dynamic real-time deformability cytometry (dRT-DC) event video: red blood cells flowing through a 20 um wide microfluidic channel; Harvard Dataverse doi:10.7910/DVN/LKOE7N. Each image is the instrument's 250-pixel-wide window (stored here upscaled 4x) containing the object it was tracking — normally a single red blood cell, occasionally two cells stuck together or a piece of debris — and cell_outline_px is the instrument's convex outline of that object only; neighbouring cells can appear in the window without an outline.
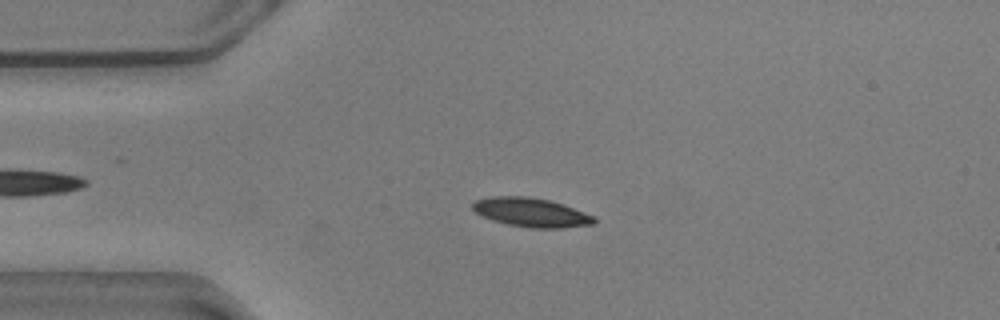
{"species": "common noctule bat (a hibernating species)", "species_latin": "Nyctalus noctula", "temperature_condition": "warm", "stored_images_in_passage": 54, "camera_frame_rate_fps": 3000, "um_per_image_px": 0.085, "animal": {"sex": "male", "body_mass_g": 20.5, "forearm_length_mm": 52.5}, "frame": {"image": 1, "passage_image": 11, "time_ms": 3.333, "image_size_px": [1000, 320], "cell_outline_px": [[596, 220], [592, 224], [560, 228], [532, 228], [508, 224], [492, 220], [476, 212], [472, 208], [472, 204], [476, 200], [492, 196], [528, 196], [548, 200], [596, 216]], "centroid_in_image_um": [45.14, 18.05], "position_along_channel_um": 39.9, "area_um2": 20.23}}
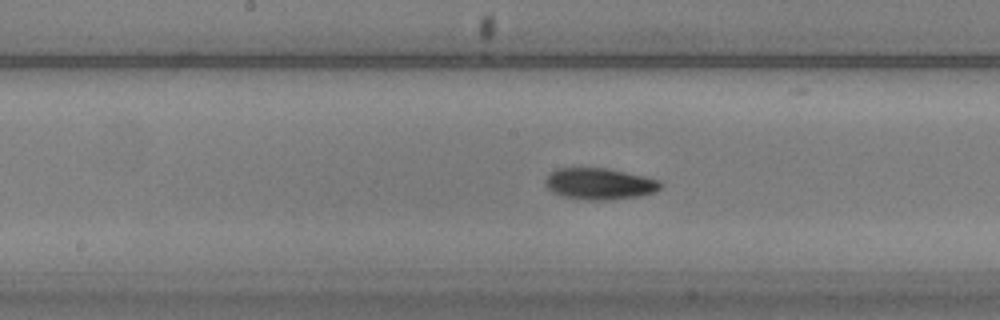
{"frame": {"image": 2, "passage_image": 26, "time_ms": 8.333, "image_size_px": [1000, 320], "cell_outline_px": [[664, 184], [660, 188], [652, 192], [640, 196], [612, 200], [588, 200], [560, 196], [552, 192], [544, 184], [544, 180], [548, 172], [556, 168], [608, 168], [644, 176], [660, 180]], "centroid_in_image_um": [50.92, 15.62], "position_along_channel_um": 197.3, "area_um2": 21.44}}
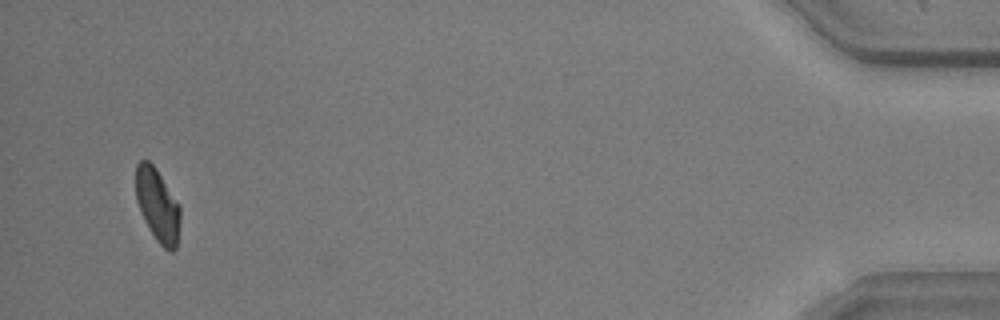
{"frame": {"image": 3, "passage_image": 52, "time_ms": 17.0, "image_size_px": [1000, 320], "cell_outline_px": [[180, 220], [176, 248], [172, 252], [168, 252], [156, 240], [144, 220], [136, 200], [136, 164], [140, 160], [148, 160], [156, 168], [180, 204]], "centroid_in_image_um": [13.4, 17.44], "position_along_channel_um": 421.8, "area_um2": 19.02}, "authors_computed_cell_mechanics": {"area_um2": 20.1433, "velocity_mm_per_s": 3.575, "shape_relaxation_time_tau1_ms": 2.784, "shape_relaxation_time_tau2_ms": 7.8637, "deformation_change_tau1": 0.1455, "deformation_change_tau2": 0.1336}}